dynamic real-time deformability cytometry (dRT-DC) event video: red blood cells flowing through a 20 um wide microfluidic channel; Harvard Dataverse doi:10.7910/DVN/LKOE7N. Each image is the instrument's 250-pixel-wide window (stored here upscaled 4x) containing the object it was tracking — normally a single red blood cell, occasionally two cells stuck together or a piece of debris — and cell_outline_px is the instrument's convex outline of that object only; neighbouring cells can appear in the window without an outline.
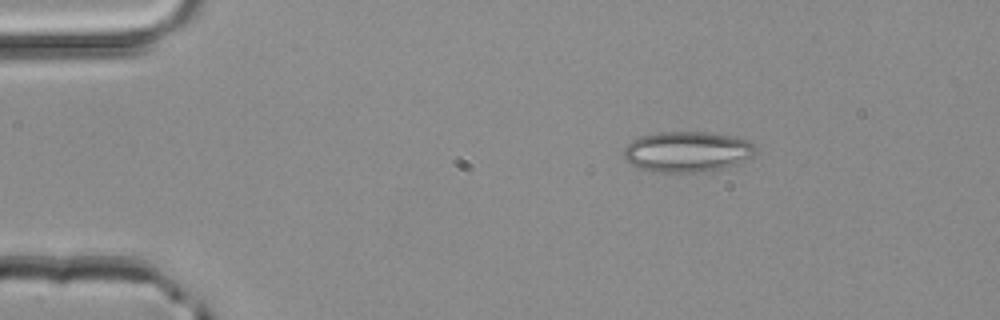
{"species": "common noctule bat (a hibernating species)", "species_latin": "Nyctalus noctula", "temperature_condition": "room temperature", "stored_images_in_passage": 2, "camera_frame_rate_fps": 3000, "um_per_image_px": 0.085, "animal": {"sex": "male", "body_mass_g": 20.4}, "frame": {"image": 1, "passage_image": 2, "time_ms": 0.333, "image_size_px": [1000, 320], "cell_outline_px": [[756, 152], [752, 156], [736, 164], [712, 172], [652, 172], [640, 168], [632, 164], [624, 156], [624, 148], [632, 140], [644, 136], [660, 132], [704, 132], [732, 136], [748, 140], [756, 148]], "centroid_in_image_um": [58.44, 12.91], "position_along_channel_um": 26.6, "area_um2": 31.1}}